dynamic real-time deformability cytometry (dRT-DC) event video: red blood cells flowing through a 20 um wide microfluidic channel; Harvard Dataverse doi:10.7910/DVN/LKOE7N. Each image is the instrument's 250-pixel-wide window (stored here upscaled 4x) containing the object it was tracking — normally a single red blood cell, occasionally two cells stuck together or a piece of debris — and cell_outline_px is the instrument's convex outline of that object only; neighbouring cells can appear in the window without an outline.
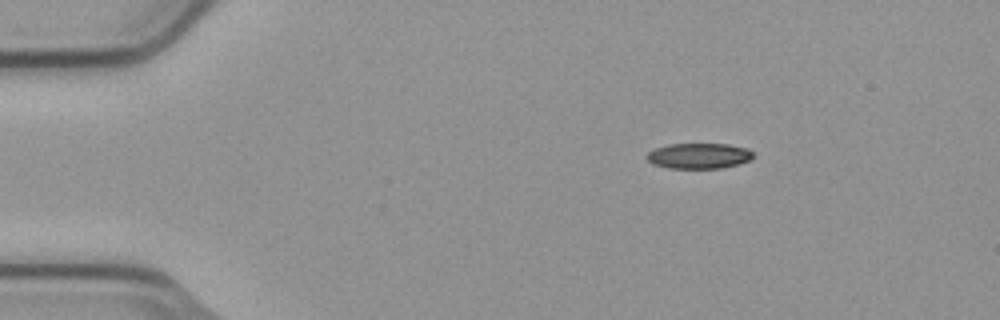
{"species": "common noctule bat (a hibernating species)", "species_latin": "Nyctalus noctula", "temperature_condition": "cold", "stored_images_in_passage": 5, "segment_of_instrument_passage": [2, 2], "camera_frame_rate_fps": 3000, "um_per_image_px": 0.085, "animal": {"sex": "male", "body_mass_g": 23.1, "forearm_length_mm": 52.7}, "frame": {"image": 1, "passage_image": 5, "time_ms": 1.333, "image_size_px": [1000, 320], "cell_outline_px": [[752, 156], [748, 160], [736, 164], [720, 168], [668, 168], [652, 164], [644, 156], [648, 152], [656, 148], [668, 144], [728, 144], [748, 148], [752, 152]], "centroid_in_image_um": [59.35, 13.24], "position_along_channel_um": 25.7, "area_um2": 15.72}}